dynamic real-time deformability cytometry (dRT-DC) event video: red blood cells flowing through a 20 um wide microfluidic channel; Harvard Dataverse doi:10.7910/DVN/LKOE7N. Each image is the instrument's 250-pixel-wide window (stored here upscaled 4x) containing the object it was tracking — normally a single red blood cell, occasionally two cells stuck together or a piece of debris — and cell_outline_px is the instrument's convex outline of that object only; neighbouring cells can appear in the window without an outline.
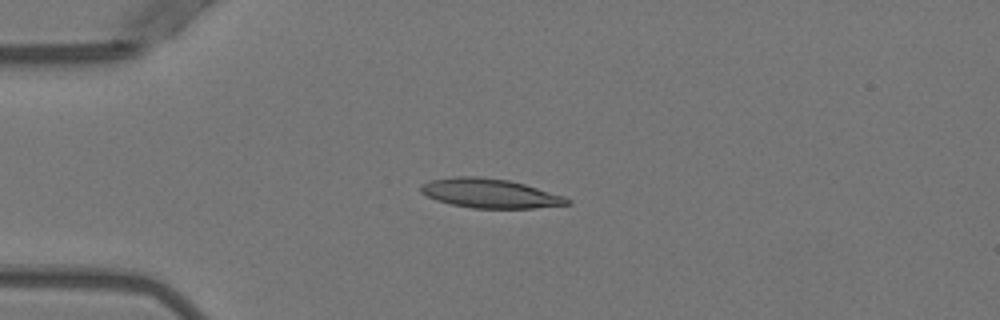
{"species": "Egyptian fruit bat (a non-hibernating species)", "species_latin": "Rousettus aegyptiacus", "temperature_condition": "warm", "stored_images_in_passage": 50, "camera_frame_rate_fps": 3000, "um_per_image_px": 0.085, "animal": {"sex": "female"}, "frame": {"image": 1, "passage_image": 12, "time_ms": 3.667, "image_size_px": [1000, 320], "cell_outline_px": [[572, 204], [532, 208], [472, 208], [452, 204], [436, 200], [420, 192], [420, 184], [432, 180], [456, 176], [480, 176], [508, 180], [524, 184], [564, 196], [572, 200]], "centroid_in_image_um": [41.65, 16.43], "position_along_channel_um": 43.4, "area_um2": 24.91}}
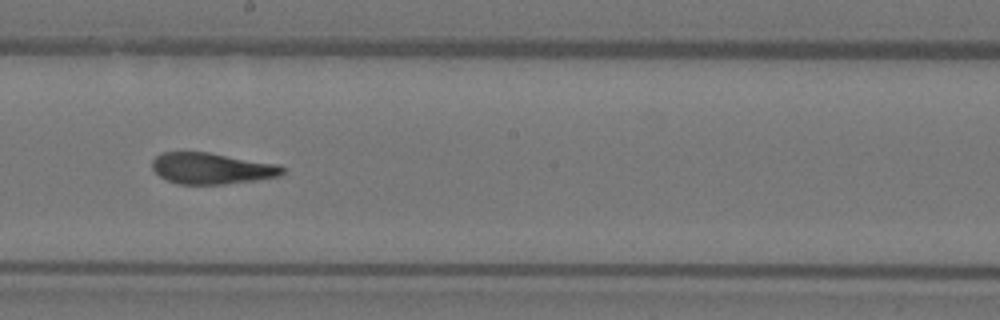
{"frame": {"image": 2, "passage_image": 28, "time_ms": 9.0, "image_size_px": [1000, 320], "cell_outline_px": [[284, 172], [280, 176], [256, 180], [224, 184], [176, 184], [160, 176], [152, 168], [152, 160], [156, 156], [164, 152], [208, 152], [276, 164], [284, 168]], "centroid_in_image_um": [17.98, 14.32], "position_along_channel_um": 230.2, "area_um2": 23.52}}
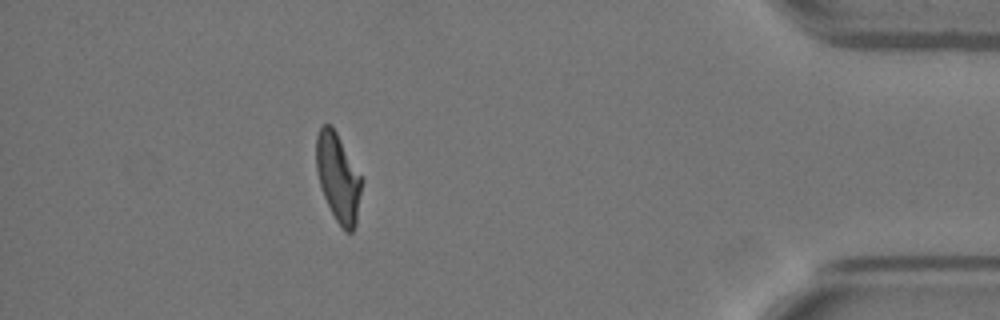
{"frame": {"image": 3, "passage_image": 45, "time_ms": 14.667, "image_size_px": [1000, 320], "cell_outline_px": [[364, 180], [356, 224], [352, 232], [344, 232], [336, 220], [324, 196], [320, 184], [316, 168], [316, 136], [320, 128], [324, 124], [332, 124]], "centroid_in_image_um": [28.77, 15.09], "position_along_channel_um": 406.4, "area_um2": 23.58}, "authors_computed_cell_mechanics": {"area_um2": 24.276, "velocity_mm_per_s": 3.9513, "shape_relaxation_time_tau1_ms": 5.2857, "shape_relaxation_time_tau2_ms": 1.417, "deformation_change_tau1": 0.2384, "deformation_change_tau2": 0.1093}}